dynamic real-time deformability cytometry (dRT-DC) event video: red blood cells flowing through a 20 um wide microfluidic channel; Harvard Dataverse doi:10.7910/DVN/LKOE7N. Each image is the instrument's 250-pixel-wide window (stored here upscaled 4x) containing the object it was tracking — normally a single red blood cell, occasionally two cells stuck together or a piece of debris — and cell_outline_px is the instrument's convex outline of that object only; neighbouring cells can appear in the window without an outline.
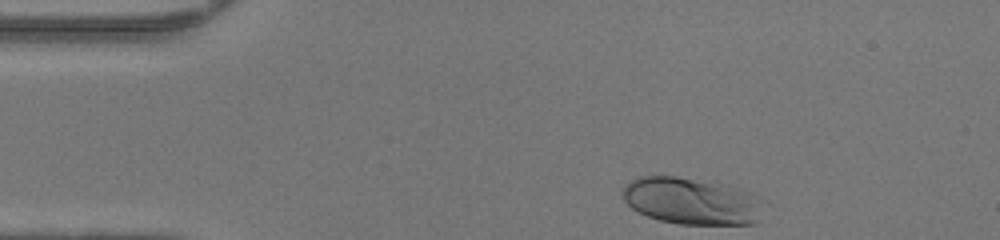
{"species": "human", "species_latin": "Homo sapiens", "temperature_condition": "warm", "stored_images_in_passage": 32, "camera_frame_rate_fps": 3000, "um_per_image_px": 0.085, "donor": {"sex": "female"}, "frame": {"image": 1, "passage_image": 1, "time_ms": 0.0, "image_size_px": [1000, 240], "cell_outline_px": [[768, 200], [756, 224], [680, 224], [660, 220], [648, 216], [632, 208], [624, 200], [624, 188], [628, 180], [640, 176], [676, 176], [728, 184], [740, 188]], "centroid_in_image_um": [58.88, 17.08], "position_along_channel_um": 26.1, "area_um2": 39.13}}
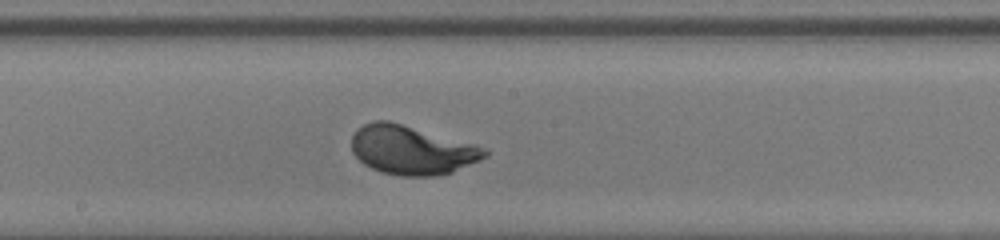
{"frame": {"image": 2, "passage_image": 19, "time_ms": 6.0, "image_size_px": [1000, 240], "cell_outline_px": [[488, 156], [480, 160], [452, 172], [436, 176], [400, 176], [380, 172], [364, 164], [352, 152], [352, 136], [356, 128], [372, 120], [388, 120], [476, 144], [488, 152]], "centroid_in_image_um": [34.98, 12.75], "position_along_channel_um": 213.2, "area_um2": 38.09}}
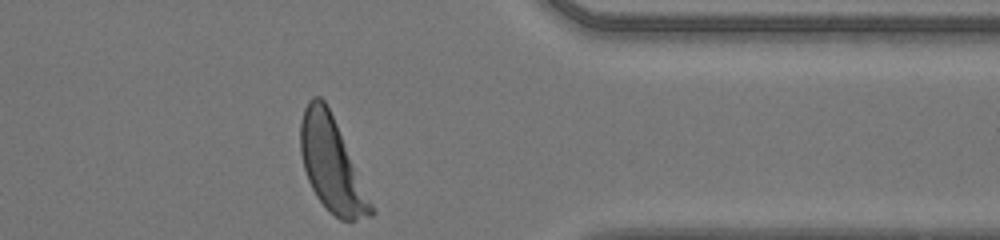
{"frame": {"image": 3, "passage_image": 32, "time_ms": 10.333, "image_size_px": [1000, 240], "cell_outline_px": [[376, 212], [372, 216], [356, 220], [340, 220], [316, 196], [308, 180], [304, 168], [300, 152], [300, 120], [304, 108], [308, 100], [312, 96], [320, 96], [324, 100], [336, 124]], "centroid_in_image_um": [28.16, 13.97], "position_along_channel_um": 383.2, "area_um2": 37.63}, "authors_computed_cell_mechanics": {"area_um2": 36.6741, "velocity_mm_per_s": 4.2448, "shape_relaxation_time_tau1_ms": 2.1005, "shape_relaxation_time_tau2_ms": null, "deformation_change_tau1": 0.1734, "deformation_change_tau2": null}}